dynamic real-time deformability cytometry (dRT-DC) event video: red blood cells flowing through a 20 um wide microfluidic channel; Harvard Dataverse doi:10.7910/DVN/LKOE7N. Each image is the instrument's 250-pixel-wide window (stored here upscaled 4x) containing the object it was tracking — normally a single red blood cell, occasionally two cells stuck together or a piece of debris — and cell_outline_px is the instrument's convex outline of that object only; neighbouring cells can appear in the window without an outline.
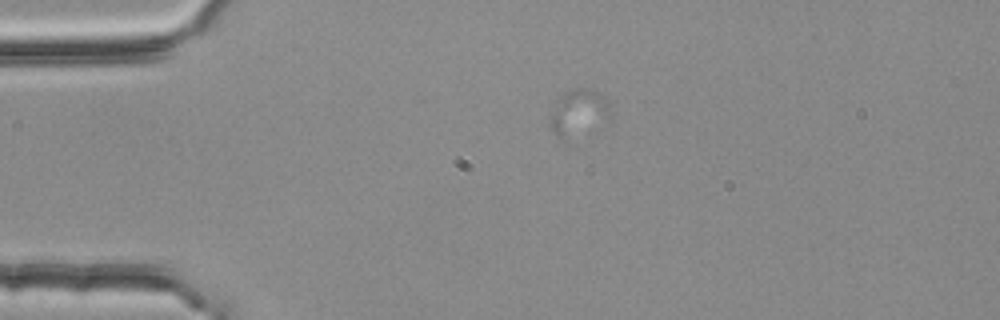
{"species": "common noctule bat (a hibernating species)", "species_latin": "Nyctalus noctula", "temperature_condition": "room temperature", "stored_images_in_passage": 2, "camera_frame_rate_fps": 3000, "um_per_image_px": 0.085, "animal": {"sex": "female", "body_mass_g": 25.1}, "frame": {"image": 1, "passage_image": 1, "time_ms": 0.0, "image_size_px": [1000, 320], "cell_outline_px": [[612, 112], [608, 116], [568, 144], [556, 136], [552, 128], [552, 104], [564, 92], [576, 88], [592, 88], [604, 96], [608, 100]], "centroid_in_image_um": [49.15, 9.58], "position_along_channel_um": 35.8, "area_um2": 16.47}}